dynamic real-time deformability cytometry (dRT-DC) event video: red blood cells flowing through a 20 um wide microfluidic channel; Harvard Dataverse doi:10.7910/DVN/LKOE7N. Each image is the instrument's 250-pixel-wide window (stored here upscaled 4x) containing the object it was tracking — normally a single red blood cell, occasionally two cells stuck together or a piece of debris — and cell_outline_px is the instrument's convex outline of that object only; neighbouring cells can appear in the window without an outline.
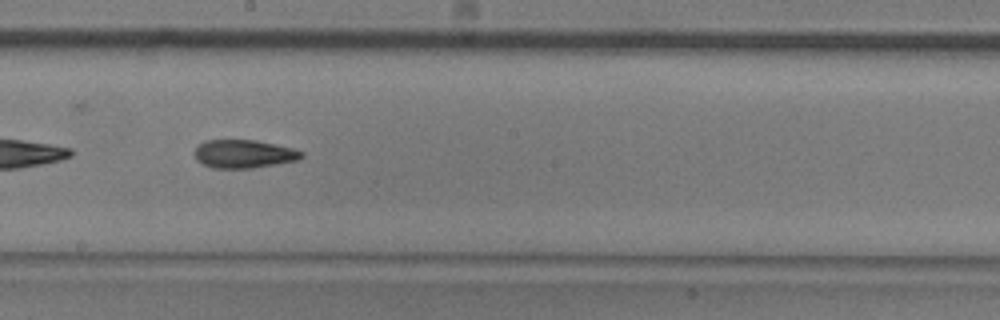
{"species": "common noctule bat (a hibernating species)", "species_latin": "Nyctalus noctula", "temperature_condition": "room temperature", "stored_images_in_passage": 34, "camera_frame_rate_fps": 3000, "um_per_image_px": 0.085, "animal": {"sex": "male", "body_mass_g": 20.5, "forearm_length_mm": 52.5}, "frame": {"image": 1, "passage_image": 15, "time_ms": 4.667, "image_size_px": [1000, 320], "cell_outline_px": [[304, 156], [296, 160], [252, 168], [212, 168], [196, 160], [196, 148], [204, 140], [256, 140], [292, 148], [304, 152]], "centroid_in_image_um": [20.72, 13.08], "position_along_channel_um": 227.5, "area_um2": 17.4}, "authors_computed_cell_mechanics": {"area_um2": 17.7735, "velocity_mm_per_s": 3.7245, "shape_relaxation_time_tau1_ms": 10.0232, "shape_relaxation_time_tau2_ms": 5.3176, "deformation_change_tau1": 0.2177, "deformation_change_tau2": 0.1388}}